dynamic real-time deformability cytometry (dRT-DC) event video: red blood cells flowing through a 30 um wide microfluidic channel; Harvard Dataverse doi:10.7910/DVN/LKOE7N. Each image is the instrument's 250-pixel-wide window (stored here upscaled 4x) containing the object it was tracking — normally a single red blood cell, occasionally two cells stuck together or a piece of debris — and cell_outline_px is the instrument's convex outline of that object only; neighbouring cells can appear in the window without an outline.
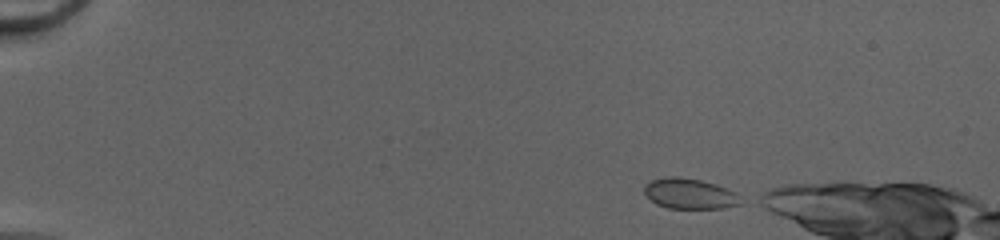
{"species": "common noctule bat (a hibernating species)", "species_latin": "Nyctalus noctula", "temperature_condition": "cold", "stored_images_in_passage": 38, "camera_frame_rate_fps": 3000, "um_per_image_px": 0.085, "animal": {"sex": "female", "body_mass_g": 20.0, "forearm_length_mm": 54.0}, "frame": {"image": 1, "passage_image": 1, "time_ms": 0.0, "image_size_px": [1000, 240], "cell_outline_px": [[740, 204], [724, 208], [668, 208], [656, 204], [644, 192], [644, 184], [652, 180], [668, 176], [676, 176], [700, 180], [716, 184], [736, 192]], "centroid_in_image_um": [58.59, 16.45], "position_along_channel_um": 26.4, "area_um2": 16.94}}
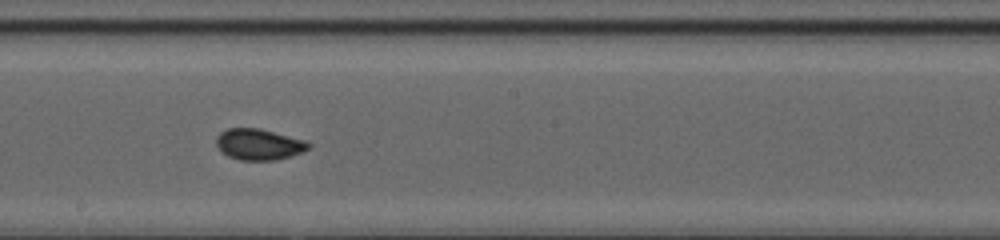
{"frame": {"image": 2, "passage_image": 23, "time_ms": 7.333, "image_size_px": [1000, 240], "cell_outline_px": [[312, 148], [292, 156], [276, 160], [240, 160], [228, 156], [220, 152], [216, 144], [216, 136], [220, 132], [228, 128], [260, 128], [304, 140], [312, 144]], "centroid_in_image_um": [22.0, 12.27], "position_along_channel_um": 226.2, "area_um2": 16.94}}
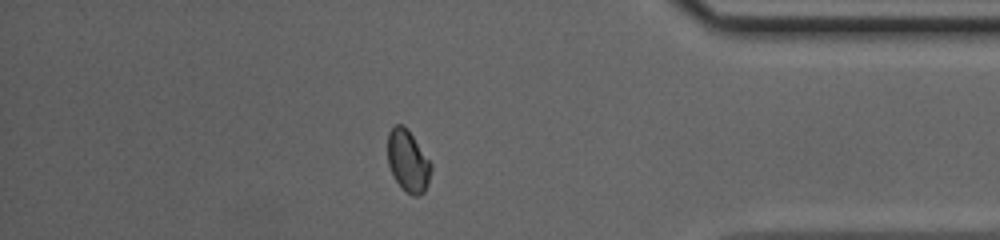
{"frame": {"image": 3, "passage_image": 37, "time_ms": 12.0, "image_size_px": [1000, 240], "cell_outline_px": [[432, 168], [428, 184], [424, 192], [420, 196], [412, 196], [396, 180], [388, 164], [388, 132], [396, 124], [404, 124], [408, 128], [432, 164]], "centroid_in_image_um": [34.69, 13.66], "position_along_channel_um": 400.5, "area_um2": 15.61}}